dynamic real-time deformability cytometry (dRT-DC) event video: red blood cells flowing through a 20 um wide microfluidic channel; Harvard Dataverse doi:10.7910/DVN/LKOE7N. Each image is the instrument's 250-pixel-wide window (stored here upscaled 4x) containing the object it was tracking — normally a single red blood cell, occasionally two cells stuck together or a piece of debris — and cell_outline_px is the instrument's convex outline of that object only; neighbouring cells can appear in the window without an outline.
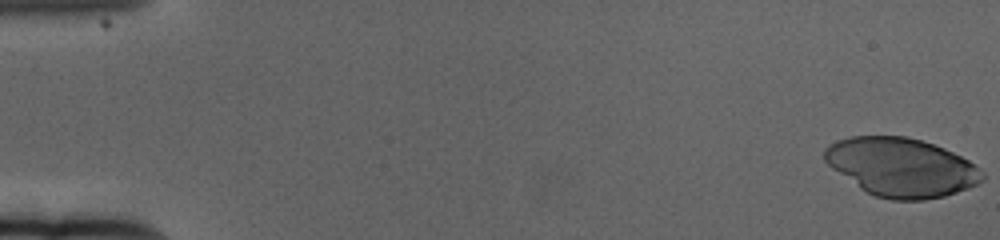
{"species": "human", "species_latin": "Homo sapiens", "temperature_condition": "cold", "stored_images_in_passage": 61, "camera_frame_rate_fps": 3000, "um_per_image_px": 0.085, "donor": {"sex": "female"}, "frame": {"image": 1, "passage_image": 1, "time_ms": 0.0, "image_size_px": [1000, 240], "cell_outline_px": [[984, 180], [968, 188], [944, 196], [924, 200], [892, 200], [876, 196], [860, 188], [832, 168], [824, 160], [824, 148], [836, 140], [852, 136], [908, 136], [944, 148], [968, 160], [980, 168], [984, 172]], "centroid_in_image_um": [76.61, 14.21], "position_along_channel_um": 8.4, "area_um2": 53.75}}